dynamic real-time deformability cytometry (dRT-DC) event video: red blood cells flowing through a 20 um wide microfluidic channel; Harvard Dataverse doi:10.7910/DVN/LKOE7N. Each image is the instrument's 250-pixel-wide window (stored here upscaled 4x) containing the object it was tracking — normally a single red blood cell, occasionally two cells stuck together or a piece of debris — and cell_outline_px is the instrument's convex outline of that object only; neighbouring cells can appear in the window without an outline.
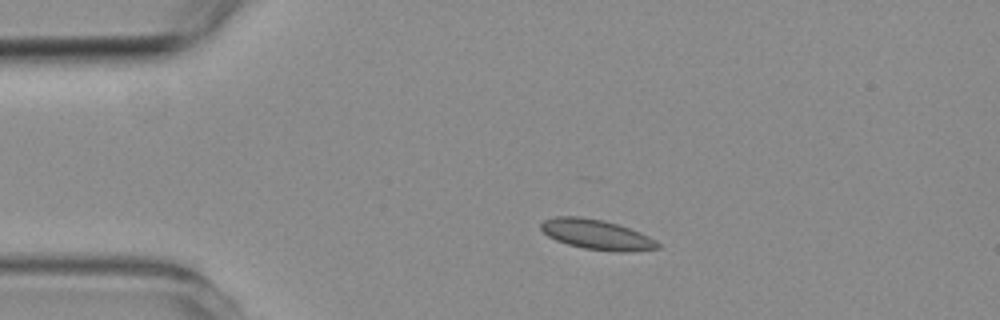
{"species": "common noctule bat (a hibernating species)", "species_latin": "Nyctalus noctula", "temperature_condition": "room temperature", "stored_images_in_passage": 2, "camera_frame_rate_fps": 3000, "um_per_image_px": 0.085, "animal": {"sex": "female", "body_mass_g": 19.3, "forearm_length_mm": 54.1}, "frame": {"image": 1, "passage_image": 1, "time_ms": 0.0, "image_size_px": [1000, 320], "cell_outline_px": [[660, 248], [624, 252], [612, 252], [584, 248], [568, 244], [556, 240], [548, 236], [540, 228], [540, 224], [544, 220], [556, 216], [580, 216], [604, 220], [640, 232], [656, 240], [660, 244]], "centroid_in_image_um": [50.71, 19.93], "position_along_channel_um": 34.3, "area_um2": 20.4}}